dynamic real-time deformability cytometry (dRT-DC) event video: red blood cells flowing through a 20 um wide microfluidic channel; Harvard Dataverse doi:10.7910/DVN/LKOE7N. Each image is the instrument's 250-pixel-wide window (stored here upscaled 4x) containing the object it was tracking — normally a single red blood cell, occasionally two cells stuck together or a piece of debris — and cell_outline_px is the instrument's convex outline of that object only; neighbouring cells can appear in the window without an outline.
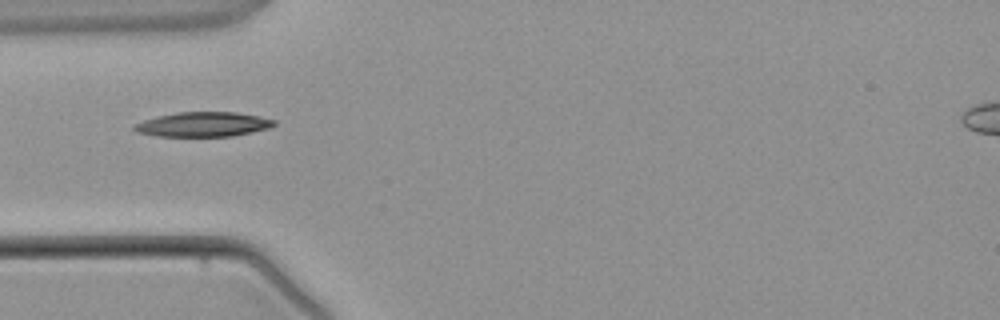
{"species": "common noctule bat (a hibernating species)", "species_latin": "Nyctalus noctula", "temperature_condition": "warm", "stored_images_in_passage": 4, "camera_frame_rate_fps": 3000, "um_per_image_px": 0.085, "animal": {"sex": "male", "body_mass_g": 21.5, "forearm_length_mm": 52.0}, "frame": {"image": 1, "passage_image": 3, "time_ms": 2.667, "image_size_px": [1000, 320], "cell_outline_px": [[276, 124], [268, 128], [252, 132], [232, 136], [156, 136], [136, 132], [132, 128], [132, 124], [156, 116], [176, 112], [236, 112], [276, 120]], "centroid_in_image_um": [17.21, 10.57], "position_along_channel_um": 67.8, "area_um2": 20.11}}
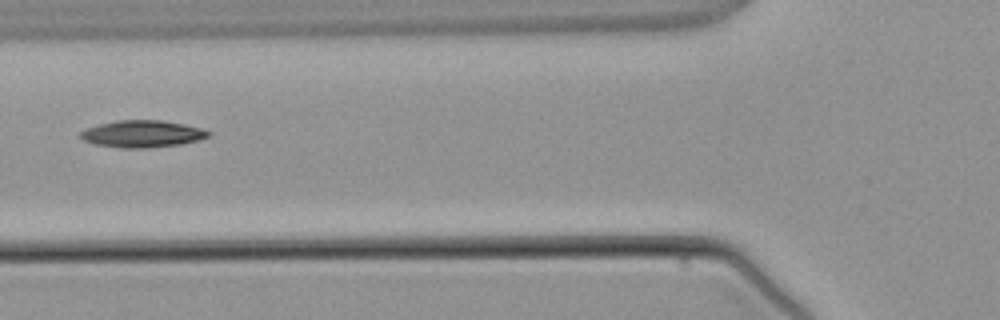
{"frame": {"image": 2, "passage_image": 4, "time_ms": 3.667, "image_size_px": [1000, 320], "cell_outline_px": [[212, 132], [208, 136], [200, 140], [180, 144], [144, 148], [120, 148], [96, 144], [84, 140], [80, 136], [80, 132], [88, 128], [100, 124], [116, 120], [160, 120], [184, 124], [200, 128]], "centroid_in_image_um": [12.11, 11.38], "position_along_channel_um": 113.7, "area_um2": 19.94}}